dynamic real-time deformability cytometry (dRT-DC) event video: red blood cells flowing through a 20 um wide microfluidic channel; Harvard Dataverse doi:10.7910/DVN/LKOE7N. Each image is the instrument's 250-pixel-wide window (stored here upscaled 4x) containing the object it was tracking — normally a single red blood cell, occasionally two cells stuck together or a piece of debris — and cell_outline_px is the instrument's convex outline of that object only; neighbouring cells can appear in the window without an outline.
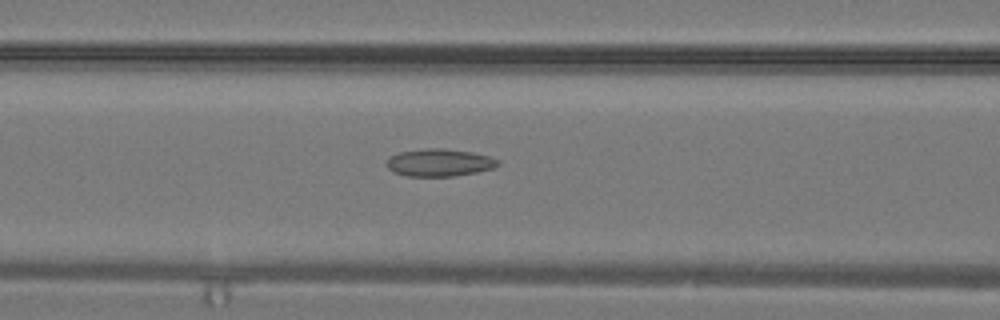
{"species": "common noctule bat (a hibernating species)", "species_latin": "Nyctalus noctula", "temperature_condition": "warm", "stored_images_in_passage": 25, "camera_frame_rate_fps": 3000, "um_per_image_px": 0.085, "animal": {"sex": "male", "body_mass_g": 19.2, "forearm_length_mm": 51.8}, "frame": {"image": 1, "passage_image": 7, "time_ms": 2.0, "image_size_px": [1000, 320], "cell_outline_px": [[500, 164], [496, 168], [476, 172], [452, 176], [408, 176], [392, 172], [388, 168], [388, 160], [392, 156], [400, 152], [424, 148], [440, 148], [472, 152], [488, 156], [500, 160]], "centroid_in_image_um": [37.39, 13.82], "position_along_channel_um": 129.2, "area_um2": 17.74}}
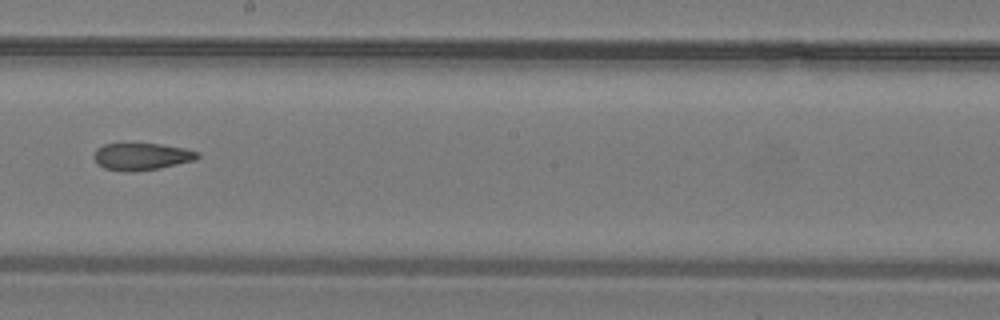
{"frame": {"image": 2, "passage_image": 12, "time_ms": 3.667, "image_size_px": [1000, 320], "cell_outline_px": [[200, 156], [196, 160], [160, 168], [104, 168], [96, 164], [92, 156], [96, 148], [104, 144], [160, 144], [184, 148], [200, 152]], "centroid_in_image_um": [12.07, 13.25], "position_along_channel_um": 236.1, "area_um2": 15.66}}
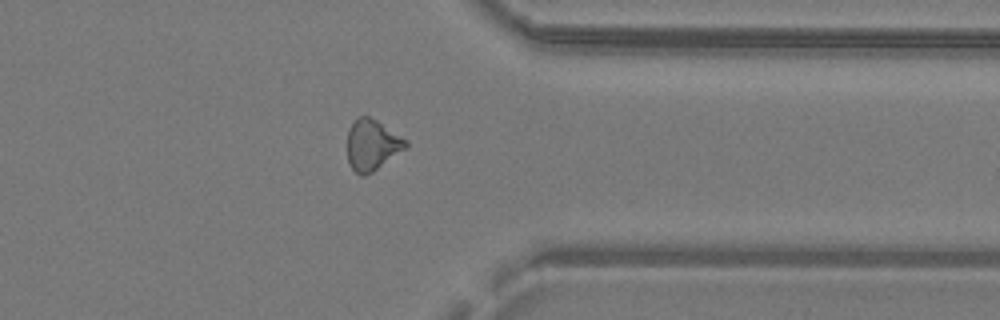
{"frame": {"image": 3, "passage_image": 19, "time_ms": 6.0, "image_size_px": [1000, 320], "cell_outline_px": [[408, 148], [372, 172], [364, 176], [360, 176], [348, 164], [348, 128], [360, 116], [368, 116], [376, 120], [408, 140]], "centroid_in_image_um": [31.65, 12.34], "position_along_channel_um": 379.7, "area_um2": 17.34}}